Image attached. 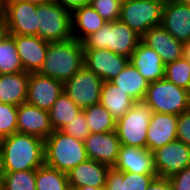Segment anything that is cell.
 Returning a JSON list of instances; mask_svg holds the SVG:
<instances>
[{
    "label": "cell",
    "mask_w": 190,
    "mask_h": 190,
    "mask_svg": "<svg viewBox=\"0 0 190 190\" xmlns=\"http://www.w3.org/2000/svg\"><path fill=\"white\" fill-rule=\"evenodd\" d=\"M4 172L37 170L45 164L44 140L15 132L1 139Z\"/></svg>",
    "instance_id": "obj_1"
},
{
    "label": "cell",
    "mask_w": 190,
    "mask_h": 190,
    "mask_svg": "<svg viewBox=\"0 0 190 190\" xmlns=\"http://www.w3.org/2000/svg\"><path fill=\"white\" fill-rule=\"evenodd\" d=\"M83 66V44L72 38L61 42H50L41 69L37 73L64 83Z\"/></svg>",
    "instance_id": "obj_2"
},
{
    "label": "cell",
    "mask_w": 190,
    "mask_h": 190,
    "mask_svg": "<svg viewBox=\"0 0 190 190\" xmlns=\"http://www.w3.org/2000/svg\"><path fill=\"white\" fill-rule=\"evenodd\" d=\"M45 165L68 174L88 159L84 141L60 130L53 131L44 140Z\"/></svg>",
    "instance_id": "obj_3"
},
{
    "label": "cell",
    "mask_w": 190,
    "mask_h": 190,
    "mask_svg": "<svg viewBox=\"0 0 190 190\" xmlns=\"http://www.w3.org/2000/svg\"><path fill=\"white\" fill-rule=\"evenodd\" d=\"M141 36L120 20L106 22L98 31L83 41L84 49H108L113 53L131 57Z\"/></svg>",
    "instance_id": "obj_4"
},
{
    "label": "cell",
    "mask_w": 190,
    "mask_h": 190,
    "mask_svg": "<svg viewBox=\"0 0 190 190\" xmlns=\"http://www.w3.org/2000/svg\"><path fill=\"white\" fill-rule=\"evenodd\" d=\"M38 37L47 42L72 39L71 12L56 0L37 5Z\"/></svg>",
    "instance_id": "obj_5"
},
{
    "label": "cell",
    "mask_w": 190,
    "mask_h": 190,
    "mask_svg": "<svg viewBox=\"0 0 190 190\" xmlns=\"http://www.w3.org/2000/svg\"><path fill=\"white\" fill-rule=\"evenodd\" d=\"M144 101L152 112L180 115L190 109V91L164 78L149 83Z\"/></svg>",
    "instance_id": "obj_6"
},
{
    "label": "cell",
    "mask_w": 190,
    "mask_h": 190,
    "mask_svg": "<svg viewBox=\"0 0 190 190\" xmlns=\"http://www.w3.org/2000/svg\"><path fill=\"white\" fill-rule=\"evenodd\" d=\"M152 115L144 101H134L132 108L116 121L115 131L121 145L146 148V137Z\"/></svg>",
    "instance_id": "obj_7"
},
{
    "label": "cell",
    "mask_w": 190,
    "mask_h": 190,
    "mask_svg": "<svg viewBox=\"0 0 190 190\" xmlns=\"http://www.w3.org/2000/svg\"><path fill=\"white\" fill-rule=\"evenodd\" d=\"M165 0H125L121 3L119 20L141 37L152 27L161 25Z\"/></svg>",
    "instance_id": "obj_8"
},
{
    "label": "cell",
    "mask_w": 190,
    "mask_h": 190,
    "mask_svg": "<svg viewBox=\"0 0 190 190\" xmlns=\"http://www.w3.org/2000/svg\"><path fill=\"white\" fill-rule=\"evenodd\" d=\"M103 80L83 66L70 79L63 83V91L81 109L100 102Z\"/></svg>",
    "instance_id": "obj_9"
},
{
    "label": "cell",
    "mask_w": 190,
    "mask_h": 190,
    "mask_svg": "<svg viewBox=\"0 0 190 190\" xmlns=\"http://www.w3.org/2000/svg\"><path fill=\"white\" fill-rule=\"evenodd\" d=\"M37 5L25 1H5L4 15L10 35L38 36Z\"/></svg>",
    "instance_id": "obj_10"
},
{
    "label": "cell",
    "mask_w": 190,
    "mask_h": 190,
    "mask_svg": "<svg viewBox=\"0 0 190 190\" xmlns=\"http://www.w3.org/2000/svg\"><path fill=\"white\" fill-rule=\"evenodd\" d=\"M153 155L157 177L168 178L190 167V147L178 139L155 150Z\"/></svg>",
    "instance_id": "obj_11"
},
{
    "label": "cell",
    "mask_w": 190,
    "mask_h": 190,
    "mask_svg": "<svg viewBox=\"0 0 190 190\" xmlns=\"http://www.w3.org/2000/svg\"><path fill=\"white\" fill-rule=\"evenodd\" d=\"M128 63V57L108 49H84V66L103 81L114 79Z\"/></svg>",
    "instance_id": "obj_12"
},
{
    "label": "cell",
    "mask_w": 190,
    "mask_h": 190,
    "mask_svg": "<svg viewBox=\"0 0 190 190\" xmlns=\"http://www.w3.org/2000/svg\"><path fill=\"white\" fill-rule=\"evenodd\" d=\"M62 92V81L39 73H29L27 103L49 111Z\"/></svg>",
    "instance_id": "obj_13"
},
{
    "label": "cell",
    "mask_w": 190,
    "mask_h": 190,
    "mask_svg": "<svg viewBox=\"0 0 190 190\" xmlns=\"http://www.w3.org/2000/svg\"><path fill=\"white\" fill-rule=\"evenodd\" d=\"M161 26L180 42L190 39V6L177 0H165Z\"/></svg>",
    "instance_id": "obj_14"
},
{
    "label": "cell",
    "mask_w": 190,
    "mask_h": 190,
    "mask_svg": "<svg viewBox=\"0 0 190 190\" xmlns=\"http://www.w3.org/2000/svg\"><path fill=\"white\" fill-rule=\"evenodd\" d=\"M84 145L88 159L108 165L111 168L115 165L121 148L116 131L90 133L84 139Z\"/></svg>",
    "instance_id": "obj_15"
},
{
    "label": "cell",
    "mask_w": 190,
    "mask_h": 190,
    "mask_svg": "<svg viewBox=\"0 0 190 190\" xmlns=\"http://www.w3.org/2000/svg\"><path fill=\"white\" fill-rule=\"evenodd\" d=\"M53 131L49 111L27 102L17 107V132L45 140Z\"/></svg>",
    "instance_id": "obj_16"
},
{
    "label": "cell",
    "mask_w": 190,
    "mask_h": 190,
    "mask_svg": "<svg viewBox=\"0 0 190 190\" xmlns=\"http://www.w3.org/2000/svg\"><path fill=\"white\" fill-rule=\"evenodd\" d=\"M141 41L159 54L164 65L184 56V43L175 39L161 25L150 28Z\"/></svg>",
    "instance_id": "obj_17"
},
{
    "label": "cell",
    "mask_w": 190,
    "mask_h": 190,
    "mask_svg": "<svg viewBox=\"0 0 190 190\" xmlns=\"http://www.w3.org/2000/svg\"><path fill=\"white\" fill-rule=\"evenodd\" d=\"M178 115L152 112L146 137V148L152 153L177 139Z\"/></svg>",
    "instance_id": "obj_18"
},
{
    "label": "cell",
    "mask_w": 190,
    "mask_h": 190,
    "mask_svg": "<svg viewBox=\"0 0 190 190\" xmlns=\"http://www.w3.org/2000/svg\"><path fill=\"white\" fill-rule=\"evenodd\" d=\"M15 40L16 49L23 69L28 73H37L43 64L50 42L38 36L11 35Z\"/></svg>",
    "instance_id": "obj_19"
},
{
    "label": "cell",
    "mask_w": 190,
    "mask_h": 190,
    "mask_svg": "<svg viewBox=\"0 0 190 190\" xmlns=\"http://www.w3.org/2000/svg\"><path fill=\"white\" fill-rule=\"evenodd\" d=\"M113 168L121 172L138 174H157L154 155L147 148L121 145L117 161Z\"/></svg>",
    "instance_id": "obj_20"
},
{
    "label": "cell",
    "mask_w": 190,
    "mask_h": 190,
    "mask_svg": "<svg viewBox=\"0 0 190 190\" xmlns=\"http://www.w3.org/2000/svg\"><path fill=\"white\" fill-rule=\"evenodd\" d=\"M129 62L149 83L165 78V65L159 54L142 41L131 54Z\"/></svg>",
    "instance_id": "obj_21"
},
{
    "label": "cell",
    "mask_w": 190,
    "mask_h": 190,
    "mask_svg": "<svg viewBox=\"0 0 190 190\" xmlns=\"http://www.w3.org/2000/svg\"><path fill=\"white\" fill-rule=\"evenodd\" d=\"M110 168L108 165L87 159L67 174L69 185L70 187H105Z\"/></svg>",
    "instance_id": "obj_22"
},
{
    "label": "cell",
    "mask_w": 190,
    "mask_h": 190,
    "mask_svg": "<svg viewBox=\"0 0 190 190\" xmlns=\"http://www.w3.org/2000/svg\"><path fill=\"white\" fill-rule=\"evenodd\" d=\"M72 36L82 42L87 36L98 31L107 21L89 2L81 4L71 12Z\"/></svg>",
    "instance_id": "obj_23"
},
{
    "label": "cell",
    "mask_w": 190,
    "mask_h": 190,
    "mask_svg": "<svg viewBox=\"0 0 190 190\" xmlns=\"http://www.w3.org/2000/svg\"><path fill=\"white\" fill-rule=\"evenodd\" d=\"M29 73L0 74V102L19 106L26 102Z\"/></svg>",
    "instance_id": "obj_24"
},
{
    "label": "cell",
    "mask_w": 190,
    "mask_h": 190,
    "mask_svg": "<svg viewBox=\"0 0 190 190\" xmlns=\"http://www.w3.org/2000/svg\"><path fill=\"white\" fill-rule=\"evenodd\" d=\"M117 121L133 106L134 100L110 81H104L101 87L100 102Z\"/></svg>",
    "instance_id": "obj_25"
},
{
    "label": "cell",
    "mask_w": 190,
    "mask_h": 190,
    "mask_svg": "<svg viewBox=\"0 0 190 190\" xmlns=\"http://www.w3.org/2000/svg\"><path fill=\"white\" fill-rule=\"evenodd\" d=\"M110 82L126 92L134 101L144 100L149 82L129 62Z\"/></svg>",
    "instance_id": "obj_26"
},
{
    "label": "cell",
    "mask_w": 190,
    "mask_h": 190,
    "mask_svg": "<svg viewBox=\"0 0 190 190\" xmlns=\"http://www.w3.org/2000/svg\"><path fill=\"white\" fill-rule=\"evenodd\" d=\"M157 174L121 172L110 168L105 183L106 190H146Z\"/></svg>",
    "instance_id": "obj_27"
},
{
    "label": "cell",
    "mask_w": 190,
    "mask_h": 190,
    "mask_svg": "<svg viewBox=\"0 0 190 190\" xmlns=\"http://www.w3.org/2000/svg\"><path fill=\"white\" fill-rule=\"evenodd\" d=\"M82 109L63 91L49 110L50 122L53 130H60Z\"/></svg>",
    "instance_id": "obj_28"
},
{
    "label": "cell",
    "mask_w": 190,
    "mask_h": 190,
    "mask_svg": "<svg viewBox=\"0 0 190 190\" xmlns=\"http://www.w3.org/2000/svg\"><path fill=\"white\" fill-rule=\"evenodd\" d=\"M36 190H69L68 175L47 165L35 170Z\"/></svg>",
    "instance_id": "obj_29"
},
{
    "label": "cell",
    "mask_w": 190,
    "mask_h": 190,
    "mask_svg": "<svg viewBox=\"0 0 190 190\" xmlns=\"http://www.w3.org/2000/svg\"><path fill=\"white\" fill-rule=\"evenodd\" d=\"M84 111L90 133H106L115 131L116 120L100 103L82 109Z\"/></svg>",
    "instance_id": "obj_30"
},
{
    "label": "cell",
    "mask_w": 190,
    "mask_h": 190,
    "mask_svg": "<svg viewBox=\"0 0 190 190\" xmlns=\"http://www.w3.org/2000/svg\"><path fill=\"white\" fill-rule=\"evenodd\" d=\"M24 72L18 55L15 40L7 34L0 41V74H12Z\"/></svg>",
    "instance_id": "obj_31"
},
{
    "label": "cell",
    "mask_w": 190,
    "mask_h": 190,
    "mask_svg": "<svg viewBox=\"0 0 190 190\" xmlns=\"http://www.w3.org/2000/svg\"><path fill=\"white\" fill-rule=\"evenodd\" d=\"M0 190H36L35 170L4 172Z\"/></svg>",
    "instance_id": "obj_32"
},
{
    "label": "cell",
    "mask_w": 190,
    "mask_h": 190,
    "mask_svg": "<svg viewBox=\"0 0 190 190\" xmlns=\"http://www.w3.org/2000/svg\"><path fill=\"white\" fill-rule=\"evenodd\" d=\"M165 78L177 87L190 91V60L183 56L165 65Z\"/></svg>",
    "instance_id": "obj_33"
},
{
    "label": "cell",
    "mask_w": 190,
    "mask_h": 190,
    "mask_svg": "<svg viewBox=\"0 0 190 190\" xmlns=\"http://www.w3.org/2000/svg\"><path fill=\"white\" fill-rule=\"evenodd\" d=\"M17 132V106L0 102V137Z\"/></svg>",
    "instance_id": "obj_34"
},
{
    "label": "cell",
    "mask_w": 190,
    "mask_h": 190,
    "mask_svg": "<svg viewBox=\"0 0 190 190\" xmlns=\"http://www.w3.org/2000/svg\"><path fill=\"white\" fill-rule=\"evenodd\" d=\"M88 2L107 22L119 20L122 3L119 0H88Z\"/></svg>",
    "instance_id": "obj_35"
},
{
    "label": "cell",
    "mask_w": 190,
    "mask_h": 190,
    "mask_svg": "<svg viewBox=\"0 0 190 190\" xmlns=\"http://www.w3.org/2000/svg\"><path fill=\"white\" fill-rule=\"evenodd\" d=\"M63 133L70 135L76 139L84 141V139L90 134L89 126L84 115V111L81 110L71 121L60 129Z\"/></svg>",
    "instance_id": "obj_36"
},
{
    "label": "cell",
    "mask_w": 190,
    "mask_h": 190,
    "mask_svg": "<svg viewBox=\"0 0 190 190\" xmlns=\"http://www.w3.org/2000/svg\"><path fill=\"white\" fill-rule=\"evenodd\" d=\"M177 139L190 147V109L178 115Z\"/></svg>",
    "instance_id": "obj_37"
},
{
    "label": "cell",
    "mask_w": 190,
    "mask_h": 190,
    "mask_svg": "<svg viewBox=\"0 0 190 190\" xmlns=\"http://www.w3.org/2000/svg\"><path fill=\"white\" fill-rule=\"evenodd\" d=\"M173 190H190V167L168 177Z\"/></svg>",
    "instance_id": "obj_38"
},
{
    "label": "cell",
    "mask_w": 190,
    "mask_h": 190,
    "mask_svg": "<svg viewBox=\"0 0 190 190\" xmlns=\"http://www.w3.org/2000/svg\"><path fill=\"white\" fill-rule=\"evenodd\" d=\"M146 190H173L171 183L166 177H155Z\"/></svg>",
    "instance_id": "obj_39"
},
{
    "label": "cell",
    "mask_w": 190,
    "mask_h": 190,
    "mask_svg": "<svg viewBox=\"0 0 190 190\" xmlns=\"http://www.w3.org/2000/svg\"><path fill=\"white\" fill-rule=\"evenodd\" d=\"M57 3L61 4L65 9L72 12L78 8L81 4L88 2V0H56Z\"/></svg>",
    "instance_id": "obj_40"
},
{
    "label": "cell",
    "mask_w": 190,
    "mask_h": 190,
    "mask_svg": "<svg viewBox=\"0 0 190 190\" xmlns=\"http://www.w3.org/2000/svg\"><path fill=\"white\" fill-rule=\"evenodd\" d=\"M8 34L6 17L0 12V41Z\"/></svg>",
    "instance_id": "obj_41"
},
{
    "label": "cell",
    "mask_w": 190,
    "mask_h": 190,
    "mask_svg": "<svg viewBox=\"0 0 190 190\" xmlns=\"http://www.w3.org/2000/svg\"><path fill=\"white\" fill-rule=\"evenodd\" d=\"M74 190H106L105 187H91V186H83V187H70Z\"/></svg>",
    "instance_id": "obj_42"
},
{
    "label": "cell",
    "mask_w": 190,
    "mask_h": 190,
    "mask_svg": "<svg viewBox=\"0 0 190 190\" xmlns=\"http://www.w3.org/2000/svg\"><path fill=\"white\" fill-rule=\"evenodd\" d=\"M184 56L190 60V39L184 43Z\"/></svg>",
    "instance_id": "obj_43"
},
{
    "label": "cell",
    "mask_w": 190,
    "mask_h": 190,
    "mask_svg": "<svg viewBox=\"0 0 190 190\" xmlns=\"http://www.w3.org/2000/svg\"><path fill=\"white\" fill-rule=\"evenodd\" d=\"M3 175H4V161H3L2 149L0 147V180H1Z\"/></svg>",
    "instance_id": "obj_44"
},
{
    "label": "cell",
    "mask_w": 190,
    "mask_h": 190,
    "mask_svg": "<svg viewBox=\"0 0 190 190\" xmlns=\"http://www.w3.org/2000/svg\"><path fill=\"white\" fill-rule=\"evenodd\" d=\"M5 1H25V2H29V3H32V4L39 5V4L46 3L49 0H5Z\"/></svg>",
    "instance_id": "obj_45"
},
{
    "label": "cell",
    "mask_w": 190,
    "mask_h": 190,
    "mask_svg": "<svg viewBox=\"0 0 190 190\" xmlns=\"http://www.w3.org/2000/svg\"><path fill=\"white\" fill-rule=\"evenodd\" d=\"M5 0H0V12L4 11Z\"/></svg>",
    "instance_id": "obj_46"
},
{
    "label": "cell",
    "mask_w": 190,
    "mask_h": 190,
    "mask_svg": "<svg viewBox=\"0 0 190 190\" xmlns=\"http://www.w3.org/2000/svg\"><path fill=\"white\" fill-rule=\"evenodd\" d=\"M177 1H179L181 3H184V4H187V5L190 6V0H177Z\"/></svg>",
    "instance_id": "obj_47"
}]
</instances>
